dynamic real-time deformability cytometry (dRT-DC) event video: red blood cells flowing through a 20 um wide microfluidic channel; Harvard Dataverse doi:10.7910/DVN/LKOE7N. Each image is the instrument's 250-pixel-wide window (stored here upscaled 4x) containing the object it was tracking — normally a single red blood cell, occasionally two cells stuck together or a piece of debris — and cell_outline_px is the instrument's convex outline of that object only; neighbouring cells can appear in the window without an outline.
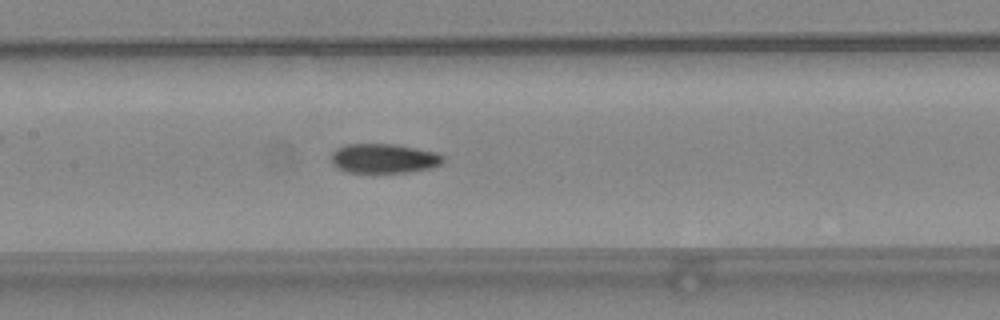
{"species": "common noctule bat (a hibernating species)", "species_latin": "Nyctalus noctula", "temperature_condition": "warm", "stored_images_in_passage": 50, "camera_frame_rate_fps": 3000, "um_per_image_px": 0.085, "animal": {"sex": "female", "body_mass_g": 24.6, "forearm_length_mm": 56.2}, "frame": {"image": 1, "passage_image": 25, "time_ms": 8.0, "image_size_px": [1000, 320], "cell_outline_px": [[444, 160], [440, 164], [432, 168], [408, 172], [348, 172], [332, 164], [332, 152], [336, 148], [344, 144], [392, 144], [416, 148], [436, 152], [444, 156]], "centroid_in_image_um": [32.64, 13.46], "position_along_channel_um": 174.8, "area_um2": 19.13}}
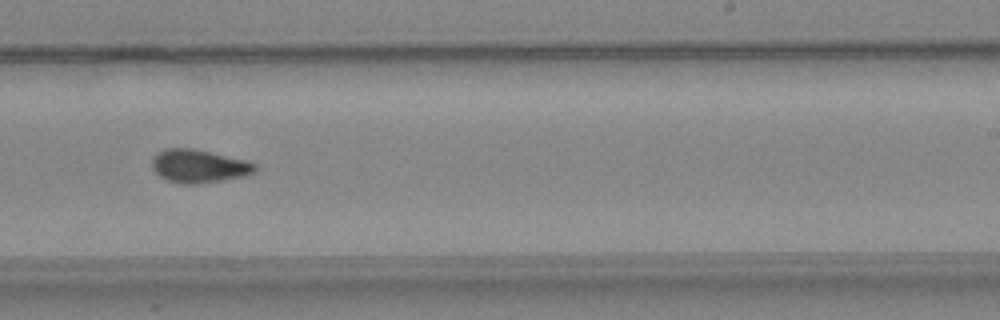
{"frame": {"image": 2, "passage_image": 32, "time_ms": 10.333, "image_size_px": [1000, 320], "cell_outline_px": [[256, 172], [244, 176], [196, 184], [184, 184], [168, 180], [160, 176], [152, 168], [152, 160], [156, 152], [164, 148], [192, 148], [248, 160], [256, 164]], "centroid_in_image_um": [16.9, 14.1], "position_along_channel_um": 272.1, "area_um2": 19.94}}
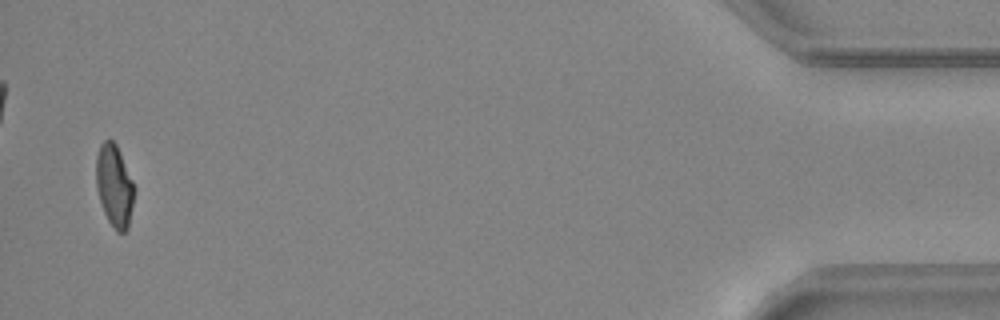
{"frame": {"image": 3, "passage_image": 49, "time_ms": 16.0, "image_size_px": [1000, 320], "cell_outline_px": [[136, 188], [128, 228], [124, 232], [116, 232], [108, 220], [104, 212], [96, 188], [96, 156], [100, 144], [104, 140], [112, 140], [116, 144], [120, 152]], "centroid_in_image_um": [9.73, 15.79], "position_along_channel_um": 425.5, "area_um2": 18.38}, "authors_computed_cell_mechanics": {"area_um2": 19.0162, "velocity_mm_per_s": 4.1876, "shape_relaxation_time_tau1_ms": 7.4486, "shape_relaxation_time_tau2_ms": 2.8419, "deformation_change_tau1": 0.2185, "deformation_change_tau2": 0.0896}}